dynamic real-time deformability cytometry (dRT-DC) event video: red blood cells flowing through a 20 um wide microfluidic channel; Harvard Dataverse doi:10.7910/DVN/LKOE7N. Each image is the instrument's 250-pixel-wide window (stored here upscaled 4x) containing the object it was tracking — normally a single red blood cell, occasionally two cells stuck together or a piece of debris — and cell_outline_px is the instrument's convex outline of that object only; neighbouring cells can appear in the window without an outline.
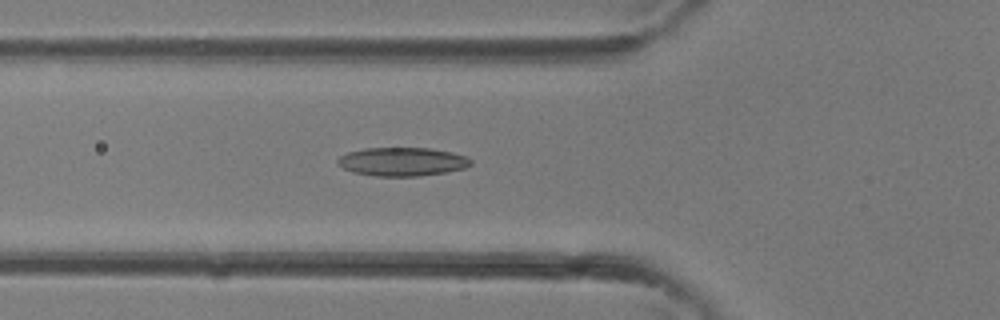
{"species": "common noctule bat (a hibernating species)", "species_latin": "Nyctalus noctula", "temperature_condition": "room temperature", "stored_images_in_passage": 31, "camera_frame_rate_fps": 3000, "um_per_image_px": 0.085, "animal": {"sex": "female"}, "frame": {"image": 1, "passage_image": 8, "time_ms": 2.333, "image_size_px": [1000, 320], "cell_outline_px": [[472, 164], [464, 168], [444, 172], [420, 176], [376, 176], [352, 172], [336, 164], [336, 160], [340, 156], [348, 152], [364, 148], [432, 148], [452, 152], [468, 156], [472, 160]], "centroid_in_image_um": [34.19, 13.73], "position_along_channel_um": 91.6, "area_um2": 22.31}}
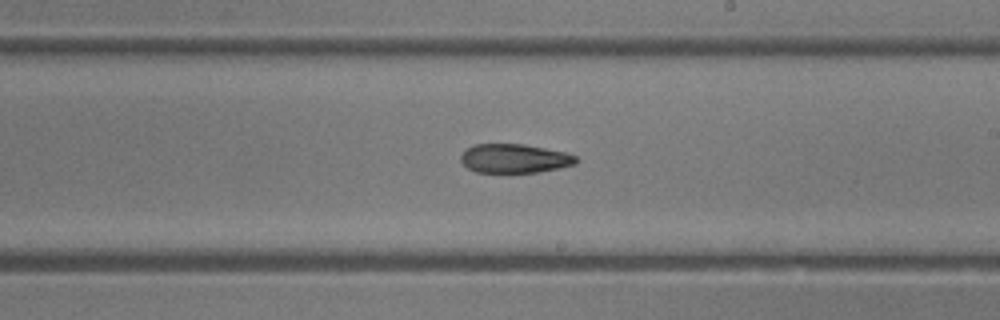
{"frame": {"image": 2, "passage_image": 16, "time_ms": 5.0, "image_size_px": [1000, 320], "cell_outline_px": [[580, 160], [576, 164], [560, 168], [536, 172], [476, 172], [468, 168], [460, 160], [460, 156], [464, 148], [472, 144], [524, 144], [564, 152], [576, 156]], "centroid_in_image_um": [43.71, 13.46], "position_along_channel_um": 245.3, "area_um2": 19.59}}
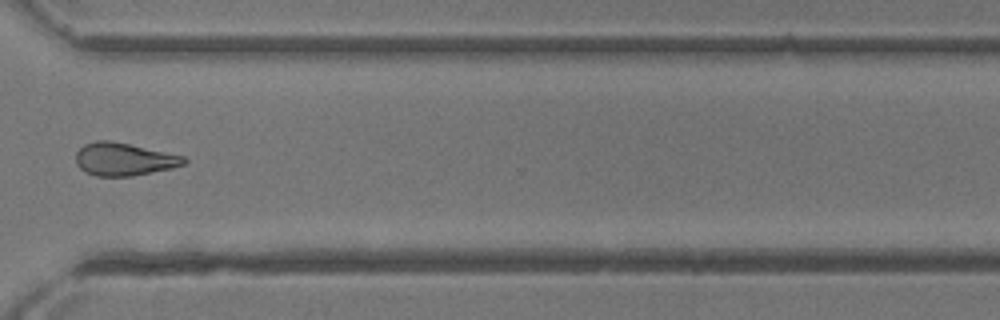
{"frame": {"image": 3, "passage_image": 22, "time_ms": 7.0, "image_size_px": [1000, 320], "cell_outline_px": [[188, 160], [184, 164], [172, 168], [132, 176], [96, 176], [84, 172], [76, 164], [76, 152], [84, 144], [96, 140], [112, 140], [184, 156]], "centroid_in_image_um": [10.51, 13.53], "position_along_channel_um": 360.1, "area_um2": 20.75}}